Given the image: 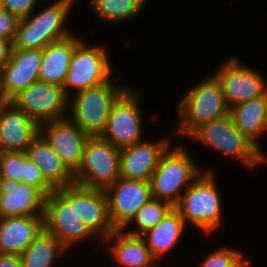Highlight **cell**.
Segmentation results:
<instances>
[{
	"label": "cell",
	"mask_w": 267,
	"mask_h": 267,
	"mask_svg": "<svg viewBox=\"0 0 267 267\" xmlns=\"http://www.w3.org/2000/svg\"><path fill=\"white\" fill-rule=\"evenodd\" d=\"M179 123L177 133L189 137L201 125L222 119L229 115L224 100L221 83L211 75L194 87H191L179 100Z\"/></svg>",
	"instance_id": "1"
},
{
	"label": "cell",
	"mask_w": 267,
	"mask_h": 267,
	"mask_svg": "<svg viewBox=\"0 0 267 267\" xmlns=\"http://www.w3.org/2000/svg\"><path fill=\"white\" fill-rule=\"evenodd\" d=\"M212 173L201 172L182 193L180 201L174 206L185 224L191 222L206 234L217 230L223 219L221 205L223 202Z\"/></svg>",
	"instance_id": "2"
},
{
	"label": "cell",
	"mask_w": 267,
	"mask_h": 267,
	"mask_svg": "<svg viewBox=\"0 0 267 267\" xmlns=\"http://www.w3.org/2000/svg\"><path fill=\"white\" fill-rule=\"evenodd\" d=\"M74 0H56L38 13L21 18L13 49H44L48 44L72 35L64 23Z\"/></svg>",
	"instance_id": "3"
},
{
	"label": "cell",
	"mask_w": 267,
	"mask_h": 267,
	"mask_svg": "<svg viewBox=\"0 0 267 267\" xmlns=\"http://www.w3.org/2000/svg\"><path fill=\"white\" fill-rule=\"evenodd\" d=\"M171 148L169 146L161 155L149 182L153 198L175 206L180 201L182 189L186 190L204 171L182 146Z\"/></svg>",
	"instance_id": "4"
},
{
	"label": "cell",
	"mask_w": 267,
	"mask_h": 267,
	"mask_svg": "<svg viewBox=\"0 0 267 267\" xmlns=\"http://www.w3.org/2000/svg\"><path fill=\"white\" fill-rule=\"evenodd\" d=\"M108 81L76 93L69 99L68 115L90 137L101 136L116 100L128 89Z\"/></svg>",
	"instance_id": "5"
},
{
	"label": "cell",
	"mask_w": 267,
	"mask_h": 267,
	"mask_svg": "<svg viewBox=\"0 0 267 267\" xmlns=\"http://www.w3.org/2000/svg\"><path fill=\"white\" fill-rule=\"evenodd\" d=\"M44 229L67 249L80 241L97 236L74 211V183L58 187L45 197Z\"/></svg>",
	"instance_id": "6"
},
{
	"label": "cell",
	"mask_w": 267,
	"mask_h": 267,
	"mask_svg": "<svg viewBox=\"0 0 267 267\" xmlns=\"http://www.w3.org/2000/svg\"><path fill=\"white\" fill-rule=\"evenodd\" d=\"M189 138L237 158L249 169L267 162L264 153L236 128L230 115L201 125Z\"/></svg>",
	"instance_id": "7"
},
{
	"label": "cell",
	"mask_w": 267,
	"mask_h": 267,
	"mask_svg": "<svg viewBox=\"0 0 267 267\" xmlns=\"http://www.w3.org/2000/svg\"><path fill=\"white\" fill-rule=\"evenodd\" d=\"M120 178V149L100 136L89 137L75 183L106 190Z\"/></svg>",
	"instance_id": "8"
},
{
	"label": "cell",
	"mask_w": 267,
	"mask_h": 267,
	"mask_svg": "<svg viewBox=\"0 0 267 267\" xmlns=\"http://www.w3.org/2000/svg\"><path fill=\"white\" fill-rule=\"evenodd\" d=\"M85 44L82 40L76 46L63 83V89L69 98H71V88L76 94L108 81L111 76L112 66L105 47Z\"/></svg>",
	"instance_id": "9"
},
{
	"label": "cell",
	"mask_w": 267,
	"mask_h": 267,
	"mask_svg": "<svg viewBox=\"0 0 267 267\" xmlns=\"http://www.w3.org/2000/svg\"><path fill=\"white\" fill-rule=\"evenodd\" d=\"M11 102L39 125L67 118L69 97L63 87L36 81L15 95Z\"/></svg>",
	"instance_id": "10"
},
{
	"label": "cell",
	"mask_w": 267,
	"mask_h": 267,
	"mask_svg": "<svg viewBox=\"0 0 267 267\" xmlns=\"http://www.w3.org/2000/svg\"><path fill=\"white\" fill-rule=\"evenodd\" d=\"M138 95L129 88L116 100L105 130L100 136L119 149L143 140L142 114Z\"/></svg>",
	"instance_id": "11"
},
{
	"label": "cell",
	"mask_w": 267,
	"mask_h": 267,
	"mask_svg": "<svg viewBox=\"0 0 267 267\" xmlns=\"http://www.w3.org/2000/svg\"><path fill=\"white\" fill-rule=\"evenodd\" d=\"M232 57L214 74L221 83L228 108L267 94V82L260 72Z\"/></svg>",
	"instance_id": "12"
},
{
	"label": "cell",
	"mask_w": 267,
	"mask_h": 267,
	"mask_svg": "<svg viewBox=\"0 0 267 267\" xmlns=\"http://www.w3.org/2000/svg\"><path fill=\"white\" fill-rule=\"evenodd\" d=\"M105 193L110 220L116 229H122L153 198L149 181L122 177L108 187Z\"/></svg>",
	"instance_id": "13"
},
{
	"label": "cell",
	"mask_w": 267,
	"mask_h": 267,
	"mask_svg": "<svg viewBox=\"0 0 267 267\" xmlns=\"http://www.w3.org/2000/svg\"><path fill=\"white\" fill-rule=\"evenodd\" d=\"M40 133L74 174L82 162L84 148L90 136L79 129L69 117L40 124Z\"/></svg>",
	"instance_id": "14"
},
{
	"label": "cell",
	"mask_w": 267,
	"mask_h": 267,
	"mask_svg": "<svg viewBox=\"0 0 267 267\" xmlns=\"http://www.w3.org/2000/svg\"><path fill=\"white\" fill-rule=\"evenodd\" d=\"M42 49H13L10 61L0 71V97L10 101L30 84L39 81Z\"/></svg>",
	"instance_id": "15"
},
{
	"label": "cell",
	"mask_w": 267,
	"mask_h": 267,
	"mask_svg": "<svg viewBox=\"0 0 267 267\" xmlns=\"http://www.w3.org/2000/svg\"><path fill=\"white\" fill-rule=\"evenodd\" d=\"M74 211L100 241L116 230L110 220L108 199L104 190L74 183Z\"/></svg>",
	"instance_id": "16"
},
{
	"label": "cell",
	"mask_w": 267,
	"mask_h": 267,
	"mask_svg": "<svg viewBox=\"0 0 267 267\" xmlns=\"http://www.w3.org/2000/svg\"><path fill=\"white\" fill-rule=\"evenodd\" d=\"M40 125L11 102L0 104V152L26 151Z\"/></svg>",
	"instance_id": "17"
},
{
	"label": "cell",
	"mask_w": 267,
	"mask_h": 267,
	"mask_svg": "<svg viewBox=\"0 0 267 267\" xmlns=\"http://www.w3.org/2000/svg\"><path fill=\"white\" fill-rule=\"evenodd\" d=\"M0 218L44 216L45 196L34 186L0 177Z\"/></svg>",
	"instance_id": "18"
},
{
	"label": "cell",
	"mask_w": 267,
	"mask_h": 267,
	"mask_svg": "<svg viewBox=\"0 0 267 267\" xmlns=\"http://www.w3.org/2000/svg\"><path fill=\"white\" fill-rule=\"evenodd\" d=\"M169 139L156 142L139 141L120 149V177L149 181L161 155L170 146Z\"/></svg>",
	"instance_id": "19"
},
{
	"label": "cell",
	"mask_w": 267,
	"mask_h": 267,
	"mask_svg": "<svg viewBox=\"0 0 267 267\" xmlns=\"http://www.w3.org/2000/svg\"><path fill=\"white\" fill-rule=\"evenodd\" d=\"M44 229V216L0 218V253L20 255Z\"/></svg>",
	"instance_id": "20"
},
{
	"label": "cell",
	"mask_w": 267,
	"mask_h": 267,
	"mask_svg": "<svg viewBox=\"0 0 267 267\" xmlns=\"http://www.w3.org/2000/svg\"><path fill=\"white\" fill-rule=\"evenodd\" d=\"M81 41L82 38L72 34L48 44L42 50L39 81L63 87L72 55Z\"/></svg>",
	"instance_id": "21"
},
{
	"label": "cell",
	"mask_w": 267,
	"mask_h": 267,
	"mask_svg": "<svg viewBox=\"0 0 267 267\" xmlns=\"http://www.w3.org/2000/svg\"><path fill=\"white\" fill-rule=\"evenodd\" d=\"M26 153L55 189L75 183L74 174L66 167L41 133L33 139Z\"/></svg>",
	"instance_id": "22"
},
{
	"label": "cell",
	"mask_w": 267,
	"mask_h": 267,
	"mask_svg": "<svg viewBox=\"0 0 267 267\" xmlns=\"http://www.w3.org/2000/svg\"><path fill=\"white\" fill-rule=\"evenodd\" d=\"M117 242L110 246V253L123 267H152L156 258L152 255L141 236L130 235L122 229H116L102 242Z\"/></svg>",
	"instance_id": "23"
},
{
	"label": "cell",
	"mask_w": 267,
	"mask_h": 267,
	"mask_svg": "<svg viewBox=\"0 0 267 267\" xmlns=\"http://www.w3.org/2000/svg\"><path fill=\"white\" fill-rule=\"evenodd\" d=\"M236 128L262 152L259 137L267 130V94L229 109Z\"/></svg>",
	"instance_id": "24"
},
{
	"label": "cell",
	"mask_w": 267,
	"mask_h": 267,
	"mask_svg": "<svg viewBox=\"0 0 267 267\" xmlns=\"http://www.w3.org/2000/svg\"><path fill=\"white\" fill-rule=\"evenodd\" d=\"M180 213L173 208L157 225L141 235L152 255L159 260L180 240L185 226Z\"/></svg>",
	"instance_id": "25"
},
{
	"label": "cell",
	"mask_w": 267,
	"mask_h": 267,
	"mask_svg": "<svg viewBox=\"0 0 267 267\" xmlns=\"http://www.w3.org/2000/svg\"><path fill=\"white\" fill-rule=\"evenodd\" d=\"M66 250L54 235L43 229L19 256L22 267H52Z\"/></svg>",
	"instance_id": "26"
},
{
	"label": "cell",
	"mask_w": 267,
	"mask_h": 267,
	"mask_svg": "<svg viewBox=\"0 0 267 267\" xmlns=\"http://www.w3.org/2000/svg\"><path fill=\"white\" fill-rule=\"evenodd\" d=\"M147 0H91L92 10L98 20L122 22L134 18L145 7Z\"/></svg>",
	"instance_id": "27"
},
{
	"label": "cell",
	"mask_w": 267,
	"mask_h": 267,
	"mask_svg": "<svg viewBox=\"0 0 267 267\" xmlns=\"http://www.w3.org/2000/svg\"><path fill=\"white\" fill-rule=\"evenodd\" d=\"M173 208L174 206L167 201L152 198L135 213L122 230L130 235L141 236L157 225ZM131 221H135L136 226L133 230L127 231L126 228Z\"/></svg>",
	"instance_id": "28"
},
{
	"label": "cell",
	"mask_w": 267,
	"mask_h": 267,
	"mask_svg": "<svg viewBox=\"0 0 267 267\" xmlns=\"http://www.w3.org/2000/svg\"><path fill=\"white\" fill-rule=\"evenodd\" d=\"M241 251L222 247L209 253L197 267H236L245 257Z\"/></svg>",
	"instance_id": "29"
},
{
	"label": "cell",
	"mask_w": 267,
	"mask_h": 267,
	"mask_svg": "<svg viewBox=\"0 0 267 267\" xmlns=\"http://www.w3.org/2000/svg\"><path fill=\"white\" fill-rule=\"evenodd\" d=\"M25 151L0 152V177L21 181Z\"/></svg>",
	"instance_id": "30"
},
{
	"label": "cell",
	"mask_w": 267,
	"mask_h": 267,
	"mask_svg": "<svg viewBox=\"0 0 267 267\" xmlns=\"http://www.w3.org/2000/svg\"><path fill=\"white\" fill-rule=\"evenodd\" d=\"M21 182L36 187L45 197L55 191V188L43 176L42 171L28 158L26 151Z\"/></svg>",
	"instance_id": "31"
},
{
	"label": "cell",
	"mask_w": 267,
	"mask_h": 267,
	"mask_svg": "<svg viewBox=\"0 0 267 267\" xmlns=\"http://www.w3.org/2000/svg\"><path fill=\"white\" fill-rule=\"evenodd\" d=\"M19 20L17 16L2 8L0 10V39H7L13 43Z\"/></svg>",
	"instance_id": "32"
},
{
	"label": "cell",
	"mask_w": 267,
	"mask_h": 267,
	"mask_svg": "<svg viewBox=\"0 0 267 267\" xmlns=\"http://www.w3.org/2000/svg\"><path fill=\"white\" fill-rule=\"evenodd\" d=\"M39 0H3V8L19 19L34 12Z\"/></svg>",
	"instance_id": "33"
},
{
	"label": "cell",
	"mask_w": 267,
	"mask_h": 267,
	"mask_svg": "<svg viewBox=\"0 0 267 267\" xmlns=\"http://www.w3.org/2000/svg\"><path fill=\"white\" fill-rule=\"evenodd\" d=\"M13 43L7 39H0V71L10 61Z\"/></svg>",
	"instance_id": "34"
},
{
	"label": "cell",
	"mask_w": 267,
	"mask_h": 267,
	"mask_svg": "<svg viewBox=\"0 0 267 267\" xmlns=\"http://www.w3.org/2000/svg\"><path fill=\"white\" fill-rule=\"evenodd\" d=\"M0 267H22L20 256L0 253Z\"/></svg>",
	"instance_id": "35"
},
{
	"label": "cell",
	"mask_w": 267,
	"mask_h": 267,
	"mask_svg": "<svg viewBox=\"0 0 267 267\" xmlns=\"http://www.w3.org/2000/svg\"><path fill=\"white\" fill-rule=\"evenodd\" d=\"M236 267H250V265L248 264V261L246 259H244L239 265H237Z\"/></svg>",
	"instance_id": "36"
},
{
	"label": "cell",
	"mask_w": 267,
	"mask_h": 267,
	"mask_svg": "<svg viewBox=\"0 0 267 267\" xmlns=\"http://www.w3.org/2000/svg\"><path fill=\"white\" fill-rule=\"evenodd\" d=\"M3 8V0H0V10Z\"/></svg>",
	"instance_id": "37"
}]
</instances>
